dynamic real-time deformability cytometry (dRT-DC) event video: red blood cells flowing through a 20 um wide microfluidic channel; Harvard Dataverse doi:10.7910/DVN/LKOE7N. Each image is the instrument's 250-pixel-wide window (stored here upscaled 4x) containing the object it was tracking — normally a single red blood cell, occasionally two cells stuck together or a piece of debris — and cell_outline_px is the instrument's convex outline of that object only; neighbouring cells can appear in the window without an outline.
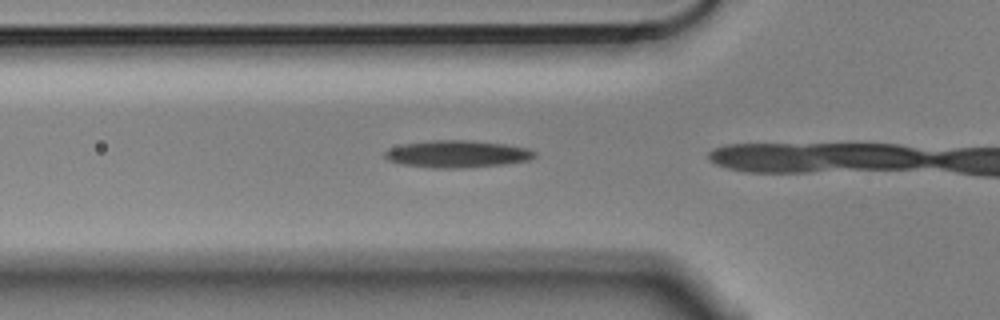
{"species": "Egyptian fruit bat (a non-hibernating species)", "species_latin": "Rousettus aegyptiacus", "temperature_condition": "cold", "stored_images_in_passage": 4, "camera_frame_rate_fps": 3000, "um_per_image_px": 0.085, "animal": {"sex": "male"}, "frame": {"image": 1, "passage_image": 3, "time_ms": 0.667, "image_size_px": [1000, 320], "cell_outline_px": [[536, 156], [528, 160], [504, 164], [456, 168], [432, 168], [400, 164], [388, 160], [384, 156], [384, 152], [392, 148], [404, 144], [432, 140], [472, 140], [504, 144], [528, 148], [536, 152]], "centroid_in_image_um": [38.86, 13.09], "position_along_channel_um": 86.9, "area_um2": 23.58}}